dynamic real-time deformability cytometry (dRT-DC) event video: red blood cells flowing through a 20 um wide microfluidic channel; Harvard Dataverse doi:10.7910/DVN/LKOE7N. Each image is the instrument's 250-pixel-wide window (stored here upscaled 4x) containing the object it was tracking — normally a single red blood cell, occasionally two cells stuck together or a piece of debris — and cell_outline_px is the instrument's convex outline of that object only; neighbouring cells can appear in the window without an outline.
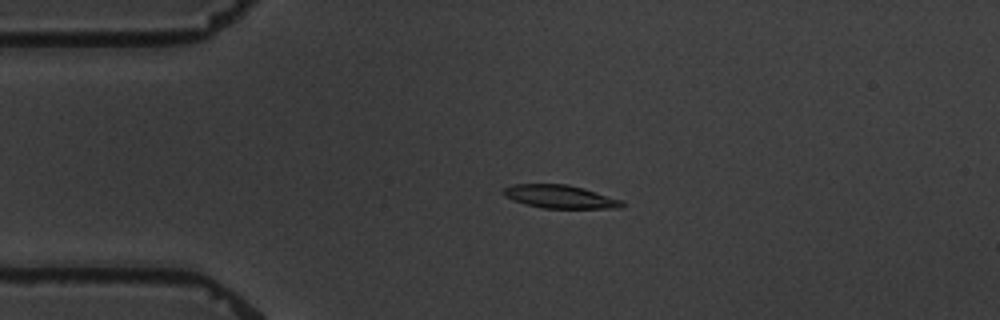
{"species": "common noctule bat (a hibernating species)", "species_latin": "Nyctalus noctula", "temperature_condition": "warm", "stored_images_in_passage": 4, "camera_frame_rate_fps": 3000, "um_per_image_px": 0.085, "animal": {"sex": "male", "body_mass_g": 19.5, "forearm_length_mm": 54.6}, "frame": {"image": 1, "passage_image": 3, "time_ms": 2.333, "image_size_px": [1000, 320], "cell_outline_px": [[624, 204], [620, 208], [544, 208], [524, 204], [512, 200], [504, 196], [504, 188], [512, 184], [568, 184], [584, 188], [624, 200]], "centroid_in_image_um": [47.62, 16.71], "position_along_channel_um": 37.4, "area_um2": 16.13}}